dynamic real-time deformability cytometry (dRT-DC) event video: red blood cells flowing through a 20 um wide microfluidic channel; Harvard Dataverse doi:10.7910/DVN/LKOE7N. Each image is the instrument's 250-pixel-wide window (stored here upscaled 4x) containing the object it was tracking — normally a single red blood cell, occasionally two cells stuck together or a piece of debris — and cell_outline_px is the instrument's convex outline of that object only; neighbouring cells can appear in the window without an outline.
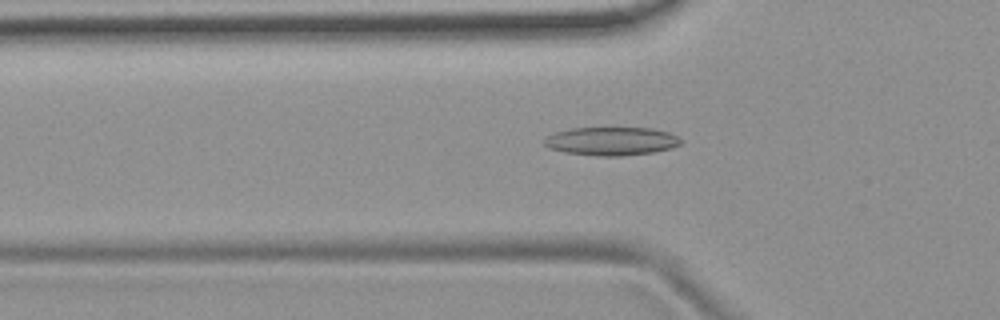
{"species": "common noctule bat (a hibernating species)", "species_latin": "Nyctalus noctula", "temperature_condition": "room temperature", "stored_images_in_passage": 53, "camera_frame_rate_fps": 3000, "um_per_image_px": 0.085, "animal": {"sex": "female", "body_mass_g": 19.9}, "frame": {"image": 1, "passage_image": 18, "time_ms": 5.667, "image_size_px": [1000, 320], "cell_outline_px": [[680, 144], [672, 148], [656, 152], [624, 156], [596, 156], [564, 152], [548, 148], [544, 144], [544, 140], [552, 132], [572, 128], [652, 128], [668, 132], [676, 136], [680, 140]], "centroid_in_image_um": [51.95, 12.01], "position_along_channel_um": 73.9, "area_um2": 22.72}}
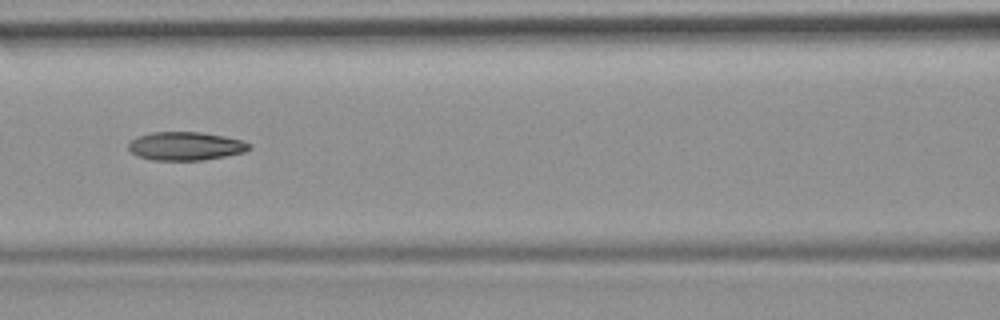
{"frame": {"image": 2, "passage_image": 24, "time_ms": 7.667, "image_size_px": [1000, 320], "cell_outline_px": [[252, 148], [244, 152], [224, 156], [200, 160], [152, 160], [136, 156], [128, 148], [128, 144], [132, 140], [140, 136], [152, 132], [200, 132], [224, 136], [244, 140], [252, 144]], "centroid_in_image_um": [15.81, 12.41], "position_along_channel_um": 150.8, "area_um2": 20.0}}
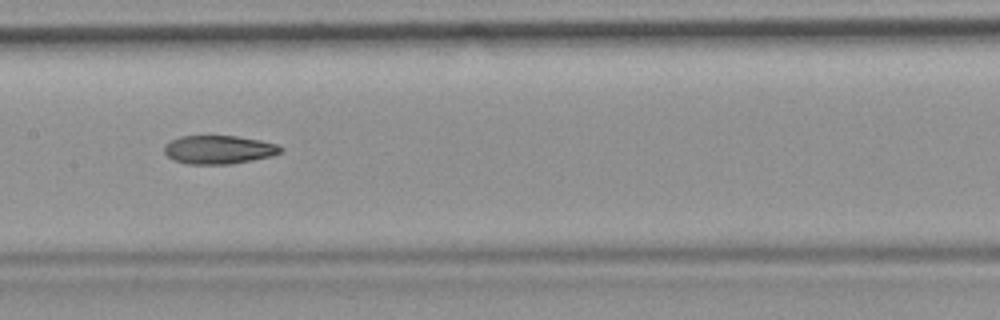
{"frame": {"image": 3, "passage_image": 27, "time_ms": 8.667, "image_size_px": [1000, 320], "cell_outline_px": [[284, 148], [280, 152], [272, 156], [252, 160], [228, 164], [188, 164], [172, 160], [164, 152], [164, 144], [180, 136], [236, 136], [260, 140], [276, 144]], "centroid_in_image_um": [18.57, 12.72], "position_along_channel_um": 188.8, "area_um2": 19.31}, "authors_computed_cell_mechanics": {"area_um2": 20.4034, "velocity_mm_per_s": 3.8148, "shape_relaxation_time_tau1_ms": null, "shape_relaxation_time_tau2_ms": 7.2772, "deformation_change_tau1": null, "deformation_change_tau2": 0.1624}}